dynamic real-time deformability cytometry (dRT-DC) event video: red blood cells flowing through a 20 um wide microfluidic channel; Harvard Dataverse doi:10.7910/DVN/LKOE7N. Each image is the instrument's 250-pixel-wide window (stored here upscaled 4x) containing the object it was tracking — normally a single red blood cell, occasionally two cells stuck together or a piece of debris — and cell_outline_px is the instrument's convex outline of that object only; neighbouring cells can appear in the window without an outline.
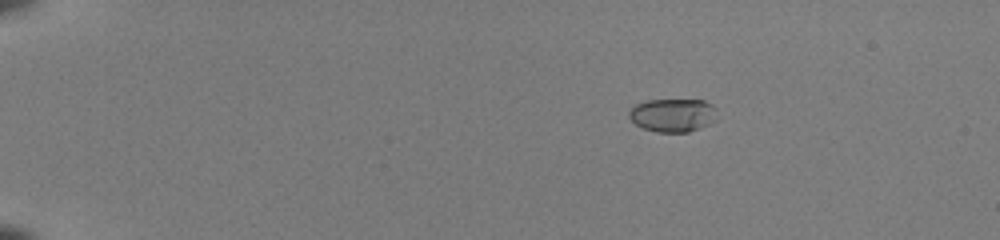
{"species": "common noctule bat (a hibernating species)", "species_latin": "Nyctalus noctula", "temperature_condition": "room temperature", "stored_images_in_passage": 45, "camera_frame_rate_fps": 3000, "um_per_image_px": 0.085, "animal": {"sex": "female", "body_mass_g": 22.0, "forearm_length_mm": 56.7}, "frame": {"image": 1, "passage_image": 2, "time_ms": 0.333, "image_size_px": [1000, 240], "cell_outline_px": [[716, 120], [700, 128], [688, 132], [656, 132], [644, 128], [636, 124], [628, 116], [628, 112], [636, 104], [648, 100], [704, 100], [712, 104], [716, 108]], "centroid_in_image_um": [57.21, 9.78], "position_along_channel_um": 27.8, "area_um2": 17.11}}
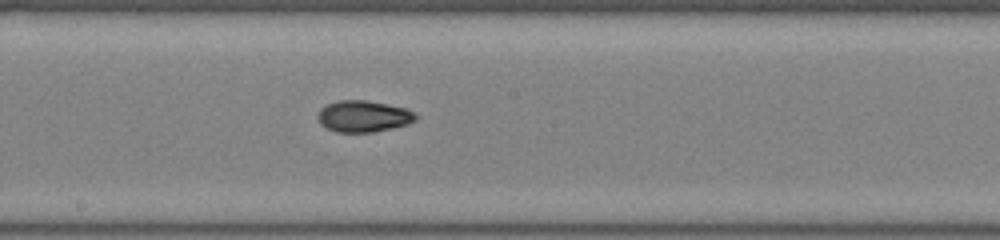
{"frame": {"image": 2, "passage_image": 24, "time_ms": 7.667, "image_size_px": [1000, 240], "cell_outline_px": [[420, 116], [416, 120], [408, 124], [392, 128], [372, 132], [336, 132], [320, 124], [316, 116], [320, 108], [328, 104], [340, 100], [368, 100], [408, 108], [416, 112]], "centroid_in_image_um": [30.93, 9.87], "position_along_channel_um": 217.3, "area_um2": 18.26}}
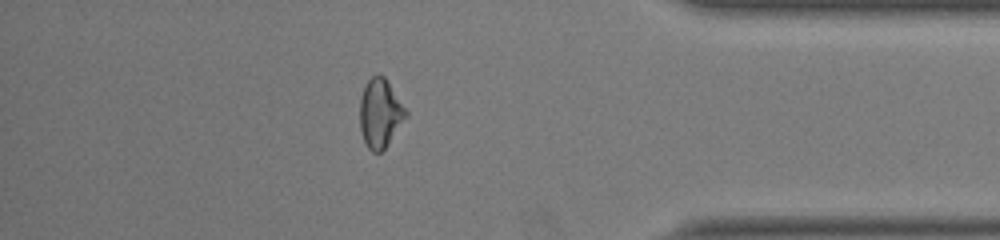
{"frame": {"image": 3, "passage_image": 39, "time_ms": 12.667, "image_size_px": [1000, 240], "cell_outline_px": [[408, 116], [384, 148], [380, 152], [372, 152], [368, 148], [364, 140], [360, 128], [360, 96], [368, 80], [372, 76], [384, 76], [408, 112]], "centroid_in_image_um": [32.31, 9.63], "position_along_channel_um": 402.9, "area_um2": 18.15}, "authors_computed_cell_mechanics": {"area_um2": 17.8024, "velocity_mm_per_s": 4.0912, "shape_relaxation_time_tau1_ms": 3.8955, "shape_relaxation_time_tau2_ms": 8.2867, "deformation_change_tau1": 0.106, "deformation_change_tau2": 0.1854}}